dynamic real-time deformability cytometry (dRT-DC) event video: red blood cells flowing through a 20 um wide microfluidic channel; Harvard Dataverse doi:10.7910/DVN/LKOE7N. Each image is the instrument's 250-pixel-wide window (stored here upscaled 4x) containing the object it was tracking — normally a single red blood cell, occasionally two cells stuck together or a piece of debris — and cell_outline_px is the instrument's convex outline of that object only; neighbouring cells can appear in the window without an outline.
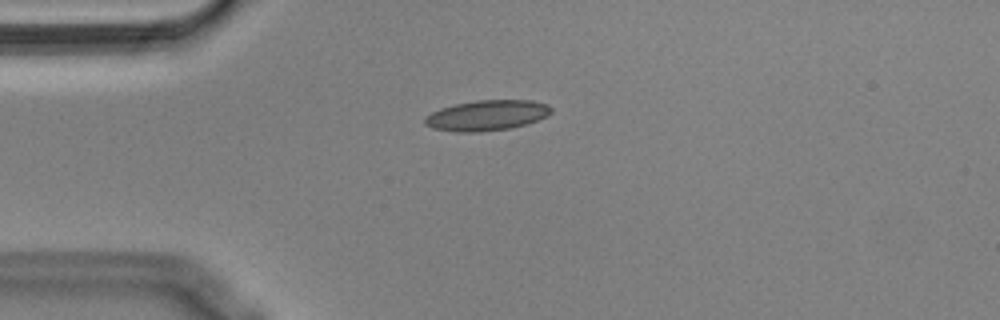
{"species": "Egyptian fruit bat (a non-hibernating species)", "species_latin": "Rousettus aegyptiacus", "temperature_condition": "cold", "stored_images_in_passage": 43, "camera_frame_rate_fps": 3000, "um_per_image_px": 0.085, "animal": {"sex": "male"}, "frame": {"image": 1, "passage_image": 1, "time_ms": 0.0, "image_size_px": [1000, 320], "cell_outline_px": [[552, 112], [548, 116], [524, 124], [508, 128], [480, 132], [456, 132], [432, 128], [424, 124], [424, 116], [440, 108], [456, 104], [476, 100], [532, 100], [548, 104], [552, 108]], "centroid_in_image_um": [41.36, 9.8], "position_along_channel_um": 43.6, "area_um2": 22.43}}
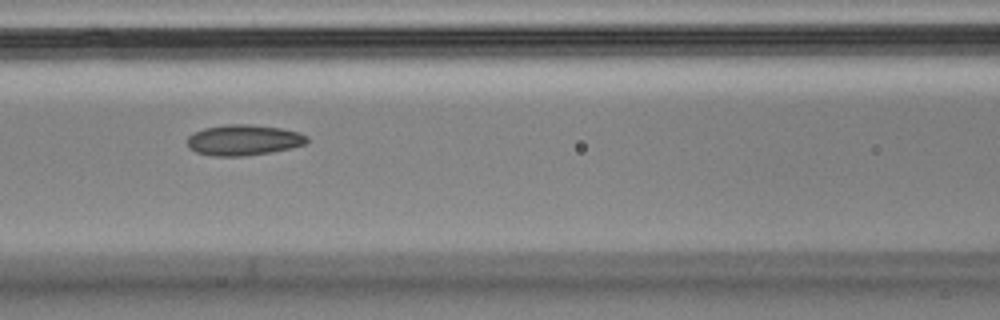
{"frame": {"image": 2, "passage_image": 11, "time_ms": 3.333, "image_size_px": [1000, 320], "cell_outline_px": [[308, 140], [304, 144], [288, 148], [268, 152], [244, 156], [212, 156], [196, 152], [188, 148], [188, 136], [192, 132], [204, 128], [224, 124], [252, 124], [280, 128], [296, 132], [308, 136]], "centroid_in_image_um": [20.64, 11.89], "position_along_channel_um": 146.0, "area_um2": 21.33}}
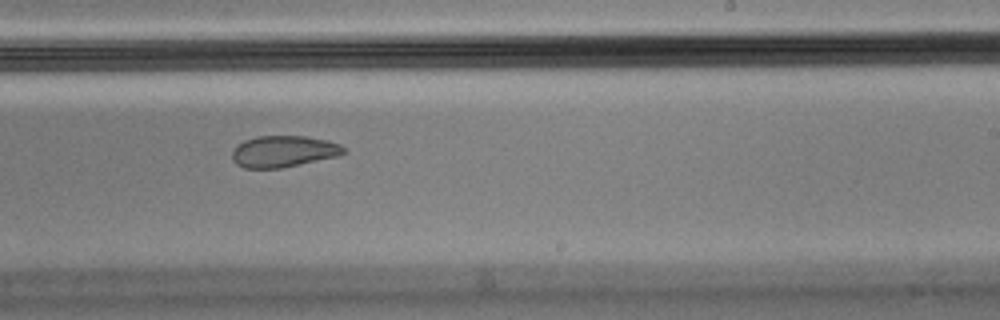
{"frame": {"image": 3, "passage_image": 21, "time_ms": 6.667, "image_size_px": [1000, 320], "cell_outline_px": [[344, 152], [336, 156], [280, 168], [244, 168], [236, 164], [232, 160], [232, 152], [236, 144], [244, 140], [256, 136], [304, 136], [328, 140], [340, 144], [344, 148]], "centroid_in_image_um": [24.03, 12.86], "position_along_channel_um": 265.0, "area_um2": 20.35}, "authors_computed_cell_mechanics": {"area_um2": 21.5016, "velocity_mm_per_s": 3.5793, "shape_relaxation_time_tau1_ms": null, "shape_relaxation_time_tau2_ms": 3.0728, "deformation_change_tau1": null, "deformation_change_tau2": 0.0619}}